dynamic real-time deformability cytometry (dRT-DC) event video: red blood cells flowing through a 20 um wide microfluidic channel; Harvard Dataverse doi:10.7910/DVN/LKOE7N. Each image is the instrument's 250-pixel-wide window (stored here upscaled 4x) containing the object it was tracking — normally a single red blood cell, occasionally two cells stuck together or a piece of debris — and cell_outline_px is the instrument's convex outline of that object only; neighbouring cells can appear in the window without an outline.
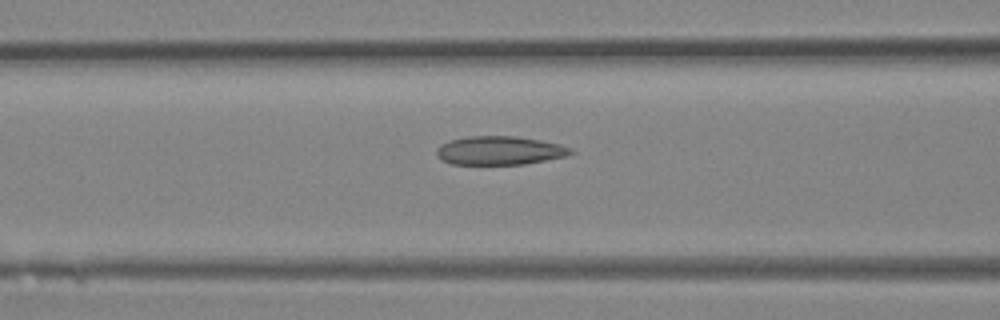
{"species": "Egyptian fruit bat (a non-hibernating species)", "species_latin": "Rousettus aegyptiacus", "temperature_condition": "room temperature", "stored_images_in_passage": 35, "camera_frame_rate_fps": 3000, "um_per_image_px": 0.085, "animal": {"sex": "female"}, "frame": {"image": 1, "passage_image": 13, "time_ms": 4.0, "image_size_px": [1000, 320], "cell_outline_px": [[576, 152], [564, 156], [524, 164], [452, 164], [440, 160], [436, 152], [436, 148], [440, 144], [452, 140], [468, 136], [516, 136], [540, 140], [560, 144], [572, 148]], "centroid_in_image_um": [42.45, 12.79], "position_along_channel_um": 124.1, "area_um2": 22.37}}
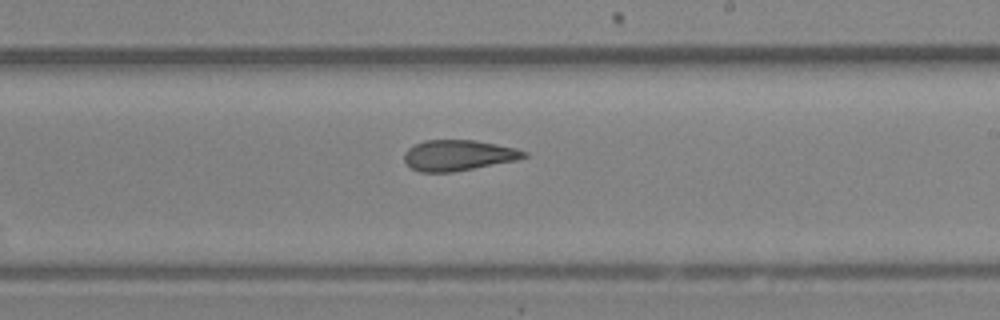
{"frame": {"image": 2, "passage_image": 20, "time_ms": 6.333, "image_size_px": [1000, 320], "cell_outline_px": [[528, 156], [516, 160], [452, 172], [420, 172], [404, 164], [404, 152], [408, 148], [424, 140], [476, 140], [516, 148], [528, 152]], "centroid_in_image_um": [38.93, 13.2], "position_along_channel_um": 250.1, "area_um2": 21.44}}
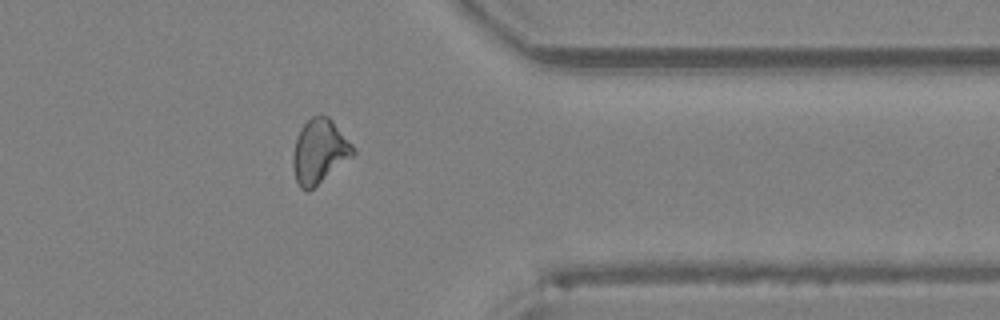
{"frame": {"image": 3, "passage_image": 28, "time_ms": 9.0, "image_size_px": [1000, 320], "cell_outline_px": [[356, 152], [352, 156], [308, 192], [300, 188], [296, 180], [292, 168], [292, 156], [296, 140], [300, 128], [312, 116], [320, 112], [328, 116], [332, 120], [352, 144]], "centroid_in_image_um": [27.12, 12.84], "position_along_channel_um": 384.3, "area_um2": 22.43}}